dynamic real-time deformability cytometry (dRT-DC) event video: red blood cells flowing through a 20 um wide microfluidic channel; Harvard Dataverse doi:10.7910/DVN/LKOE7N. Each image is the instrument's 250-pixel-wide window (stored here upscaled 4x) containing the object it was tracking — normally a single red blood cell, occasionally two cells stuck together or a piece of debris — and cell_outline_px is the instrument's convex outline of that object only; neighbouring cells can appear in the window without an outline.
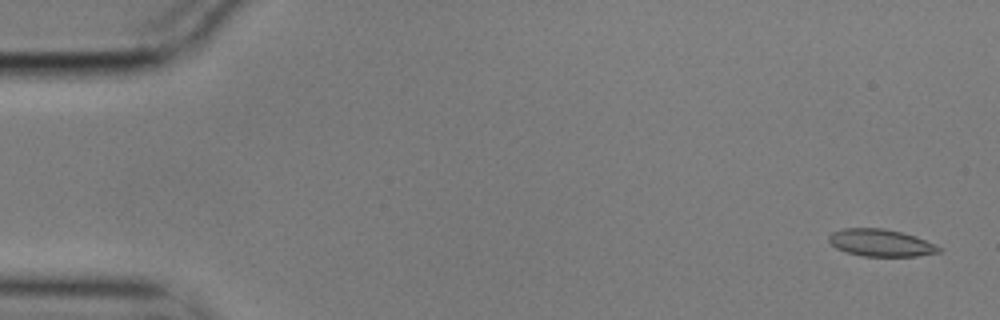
{"species": "common noctule bat (a hibernating species)", "species_latin": "Nyctalus noctula", "temperature_condition": "cold", "stored_images_in_passage": 56, "camera_frame_rate_fps": 3000, "um_per_image_px": 0.085, "animal": {"sex": "male", "body_mass_g": 17.9}, "frame": {"image": 1, "passage_image": 2, "time_ms": 0.333, "image_size_px": [1000, 320], "cell_outline_px": [[944, 248], [940, 252], [916, 256], [864, 256], [848, 252], [836, 248], [828, 240], [828, 236], [832, 232], [844, 228], [884, 228], [916, 236]], "centroid_in_image_um": [74.89, 20.63], "position_along_channel_um": 10.1, "area_um2": 17.4}}
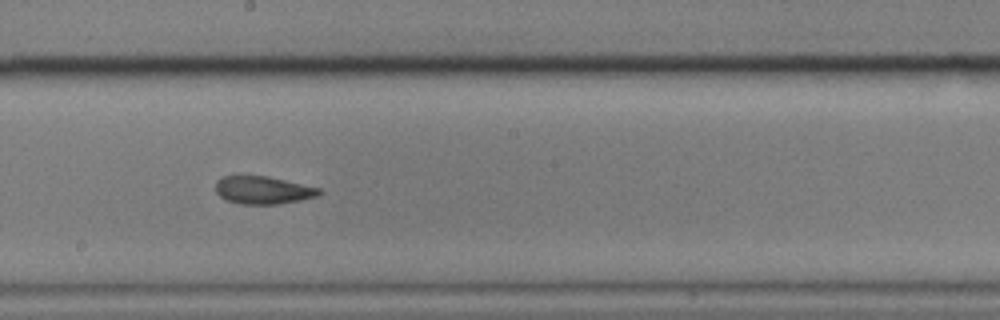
{"frame": {"image": 2, "passage_image": 31, "time_ms": 10.0, "image_size_px": [1000, 320], "cell_outline_px": [[324, 192], [320, 196], [280, 204], [240, 204], [224, 200], [216, 192], [216, 180], [224, 176], [268, 176], [320, 188]], "centroid_in_image_um": [22.38, 16.17], "position_along_channel_um": 225.8, "area_um2": 16.94}}
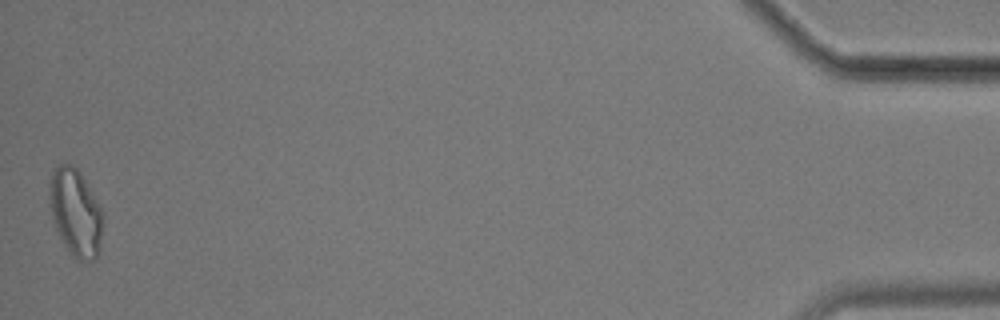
{"frame": {"image": 3, "passage_image": 56, "time_ms": 18.333, "image_size_px": [1000, 320], "cell_outline_px": [[104, 224], [100, 248], [96, 260], [80, 260], [72, 256], [60, 236], [56, 228], [52, 216], [48, 192], [48, 184], [52, 168], [60, 164], [68, 164], [76, 168], [80, 172], [104, 212]], "centroid_in_image_um": [6.44, 18.05], "position_along_channel_um": 428.8, "area_um2": 27.51}, "authors_computed_cell_mechanics": {"area_um2": 17.5423, "velocity_mm_per_s": 3.5242, "shape_relaxation_time_tau1_ms": null, "shape_relaxation_time_tau2_ms": 5.0219, "deformation_change_tau1": null, "deformation_change_tau2": 0.1}}